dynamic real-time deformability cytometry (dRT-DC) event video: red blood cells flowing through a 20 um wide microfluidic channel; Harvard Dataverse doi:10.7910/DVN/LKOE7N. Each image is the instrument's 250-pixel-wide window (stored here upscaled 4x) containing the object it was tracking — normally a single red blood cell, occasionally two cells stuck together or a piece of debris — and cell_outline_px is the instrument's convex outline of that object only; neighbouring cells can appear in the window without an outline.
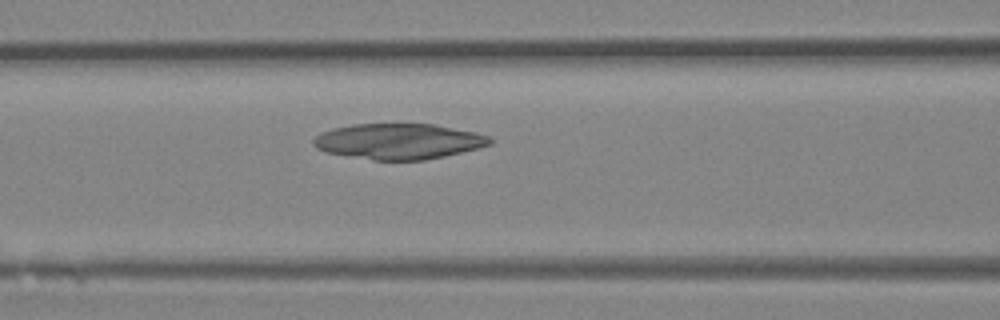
{"species": "Egyptian fruit bat (a non-hibernating species)", "species_latin": "Rousettus aegyptiacus", "temperature_condition": "room temperature", "stored_images_in_passage": 40, "camera_frame_rate_fps": 3000, "um_per_image_px": 0.085, "animal": {"sex": "female"}, "frame": {"image": 1, "passage_image": 16, "time_ms": 5.0, "image_size_px": [1000, 320], "cell_outline_px": [[492, 144], [444, 156], [424, 160], [372, 160], [328, 152], [316, 148], [312, 144], [312, 140], [316, 136], [332, 128], [352, 124], [436, 124], [472, 132], [488, 136], [492, 140]], "centroid_in_image_um": [33.86, 12.01], "position_along_channel_um": 132.7, "area_um2": 36.3}}
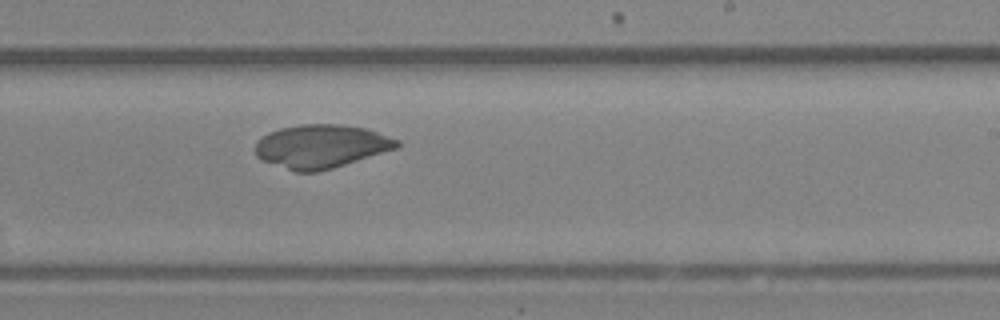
{"frame": {"image": 2, "passage_image": 24, "time_ms": 7.667, "image_size_px": [1000, 320], "cell_outline_px": [[400, 148], [332, 168], [316, 172], [296, 172], [260, 160], [256, 156], [256, 140], [268, 132], [280, 128], [300, 124], [336, 124], [364, 128], [400, 140]], "centroid_in_image_um": [27.29, 12.44], "position_along_channel_um": 261.7, "area_um2": 36.01}}
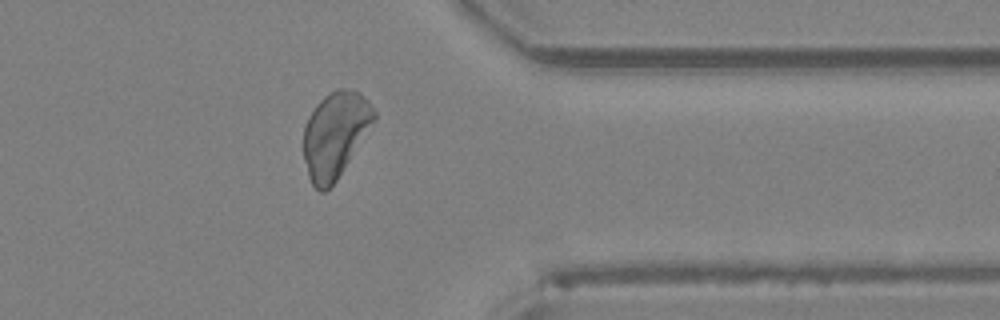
{"frame": {"image": 3, "passage_image": 32, "time_ms": 10.333, "image_size_px": [1000, 320], "cell_outline_px": [[376, 116], [336, 180], [324, 192], [320, 192], [312, 184], [308, 176], [304, 160], [304, 128], [308, 116], [316, 104], [324, 96], [336, 88], [352, 88], [360, 92], [368, 100], [376, 112]], "centroid_in_image_um": [28.46, 11.4], "position_along_channel_um": 382.9, "area_um2": 34.68}}